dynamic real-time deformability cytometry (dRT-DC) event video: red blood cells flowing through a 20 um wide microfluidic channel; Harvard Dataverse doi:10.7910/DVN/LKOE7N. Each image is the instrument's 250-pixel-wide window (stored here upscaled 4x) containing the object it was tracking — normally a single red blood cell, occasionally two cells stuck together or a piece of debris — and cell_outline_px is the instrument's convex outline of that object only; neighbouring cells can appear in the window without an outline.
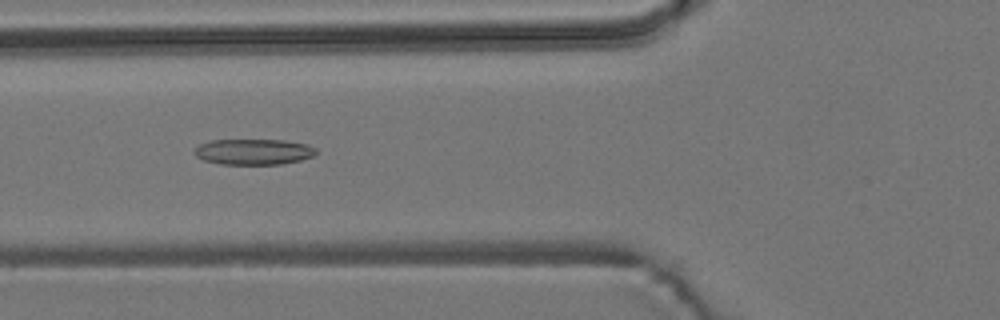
{"species": "common noctule bat (a hibernating species)", "species_latin": "Nyctalus noctula", "temperature_condition": "room temperature", "stored_images_in_passage": 4, "camera_frame_rate_fps": 3000, "um_per_image_px": 0.085, "animal": {"sex": "male", "body_mass_g": 19.2, "forearm_length_mm": 51.8}, "frame": {"image": 1, "passage_image": 4, "time_ms": 3.333, "image_size_px": [1000, 320], "cell_outline_px": [[316, 152], [312, 156], [300, 160], [280, 164], [220, 164], [204, 160], [196, 156], [192, 152], [200, 144], [208, 140], [284, 140], [308, 144], [316, 148]], "centroid_in_image_um": [21.53, 12.89], "position_along_channel_um": 104.3, "area_um2": 18.26}}